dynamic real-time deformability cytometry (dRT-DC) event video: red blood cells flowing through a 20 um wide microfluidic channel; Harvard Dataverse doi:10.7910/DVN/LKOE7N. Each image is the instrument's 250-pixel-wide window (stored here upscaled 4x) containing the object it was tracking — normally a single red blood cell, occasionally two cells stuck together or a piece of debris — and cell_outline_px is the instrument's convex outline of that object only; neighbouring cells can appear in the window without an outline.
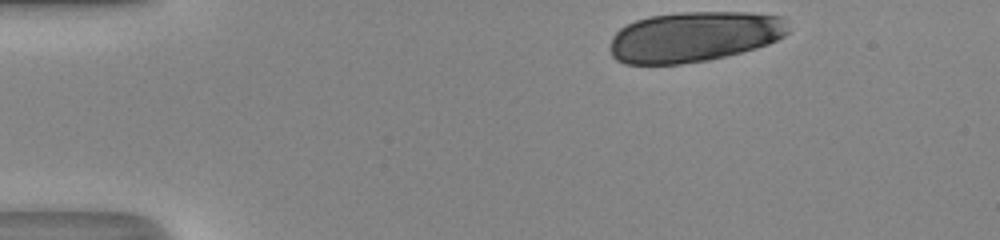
{"species": "human", "species_latin": "Homo sapiens", "temperature_condition": "room temperature", "stored_images_in_passage": 35, "camera_frame_rate_fps": 3000, "um_per_image_px": 0.085, "donor": {"sex": "male"}, "frame": {"image": 1, "passage_image": 1, "time_ms": 0.0, "image_size_px": [1000, 240], "cell_outline_px": [[788, 32], [784, 36], [768, 44], [756, 48], [708, 60], [680, 64], [624, 64], [616, 60], [612, 56], [612, 36], [620, 28], [636, 20], [648, 16], [680, 12], [748, 12], [784, 16]], "centroid_in_image_um": [59.0, 3.11], "position_along_channel_um": 26.0, "area_um2": 52.37}}
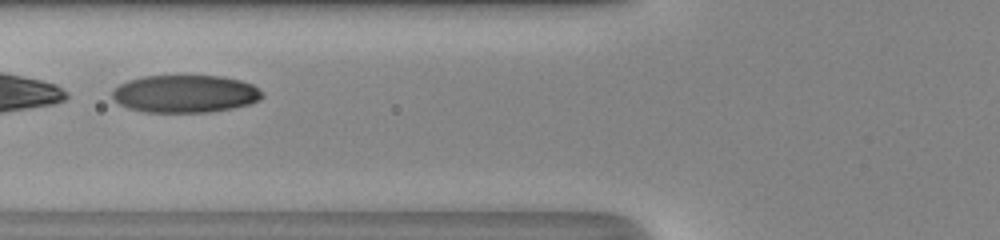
{"frame": {"image": 2, "passage_image": 14, "time_ms": 4.333, "image_size_px": [1000, 240], "cell_outline_px": [[264, 96], [260, 100], [248, 104], [232, 108], [208, 112], [144, 112], [128, 108], [120, 104], [112, 96], [112, 88], [128, 80], [144, 76], [220, 76], [240, 80], [252, 84], [264, 92]], "centroid_in_image_um": [15.74, 7.97], "position_along_channel_um": 110.1, "area_um2": 32.95}}
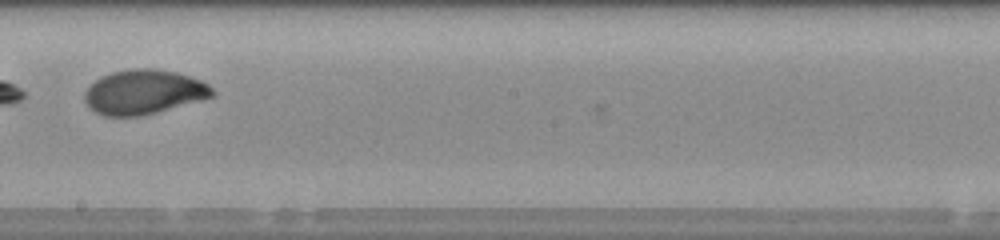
{"frame": {"image": 3, "passage_image": 23, "time_ms": 7.333, "image_size_px": [1000, 240], "cell_outline_px": [[216, 92], [212, 96], [200, 100], [156, 112], [140, 116], [104, 116], [88, 108], [84, 100], [84, 92], [100, 76], [112, 72], [132, 68], [152, 68], [176, 72], [200, 80], [208, 84]], "centroid_in_image_um": [12.19, 7.82], "position_along_channel_um": 236.0, "area_um2": 33.0}, "authors_computed_cell_mechanics": {"area_um2": 33.3506, "velocity_mm_per_s": 4.2076, "shape_relaxation_time_tau1_ms": 4.0319, "shape_relaxation_time_tau2_ms": 0.8818, "deformation_change_tau1": 0.1644, "deformation_change_tau2": 0.0454}}